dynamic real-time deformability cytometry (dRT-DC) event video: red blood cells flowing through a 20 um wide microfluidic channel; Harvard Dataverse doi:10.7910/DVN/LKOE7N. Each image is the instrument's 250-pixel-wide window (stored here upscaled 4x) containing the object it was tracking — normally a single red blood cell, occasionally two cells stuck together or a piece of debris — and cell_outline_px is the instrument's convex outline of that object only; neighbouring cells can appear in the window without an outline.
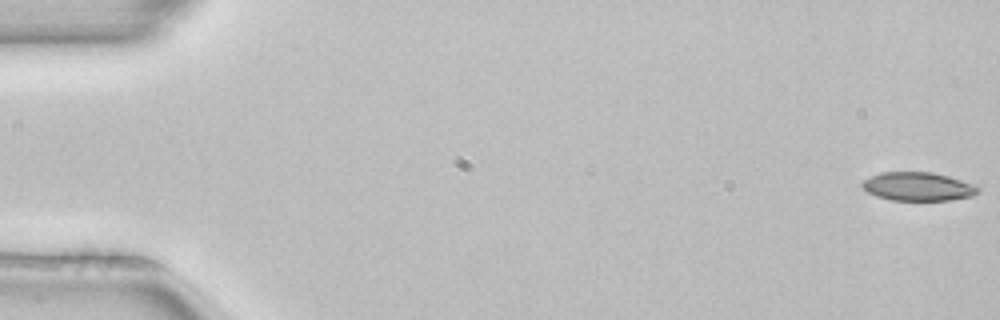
{"species": "common noctule bat (a hibernating species)", "species_latin": "Nyctalus noctula", "temperature_condition": "room temperature", "stored_images_in_passage": 53, "camera_frame_rate_fps": 3000, "um_per_image_px": 0.085, "animal": {"sex": "female", "body_mass_g": 22.7, "forearm_length_mm": 54.2}, "frame": {"image": 1, "passage_image": 1, "time_ms": 0.0, "image_size_px": [1000, 320], "cell_outline_px": [[980, 192], [972, 196], [948, 200], [892, 200], [876, 196], [868, 192], [860, 184], [864, 180], [880, 172], [932, 172], [948, 176], [960, 180], [980, 188]], "centroid_in_image_um": [78.01, 15.85], "position_along_channel_um": 7.0, "area_um2": 19.07}}
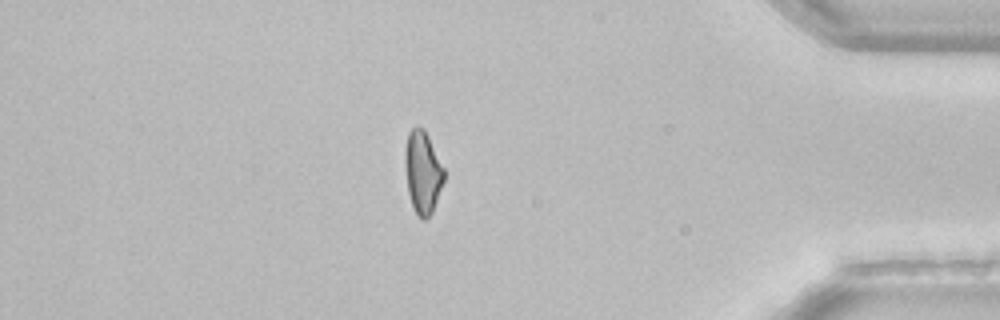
{"frame": {"image": 2, "passage_image": 45, "time_ms": 14.667, "image_size_px": [1000, 320], "cell_outline_px": [[444, 180], [432, 212], [424, 220], [420, 220], [412, 208], [408, 192], [404, 168], [404, 148], [408, 132], [416, 124], [424, 128], [444, 168]], "centroid_in_image_um": [35.89, 14.62], "position_along_channel_um": 399.3, "area_um2": 19.07}}